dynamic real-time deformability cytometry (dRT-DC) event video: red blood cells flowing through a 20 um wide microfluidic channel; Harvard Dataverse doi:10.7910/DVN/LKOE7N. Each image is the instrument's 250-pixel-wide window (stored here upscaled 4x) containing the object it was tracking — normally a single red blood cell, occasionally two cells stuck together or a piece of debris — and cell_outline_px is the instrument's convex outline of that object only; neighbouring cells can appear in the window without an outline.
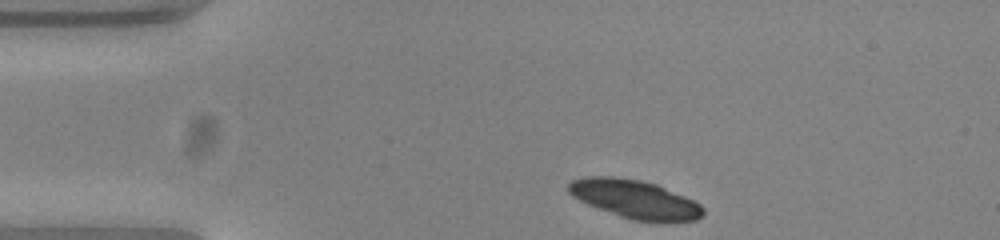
{"species": "common noctule bat (a hibernating species)", "species_latin": "Nyctalus noctula", "temperature_condition": "warm", "stored_images_in_passage": 37, "camera_frame_rate_fps": 3000, "um_per_image_px": 0.085, "animal": {"sex": "female", "body_mass_g": 23.0, "forearm_length_mm": 53.4}, "frame": {"image": 1, "passage_image": 1, "time_ms": 0.0, "image_size_px": [1000, 240], "cell_outline_px": [[704, 216], [696, 220], [632, 220], [620, 216], [588, 204], [572, 196], [568, 192], [568, 184], [572, 180], [584, 176], [612, 176], [640, 180], [656, 184], [684, 196], [700, 204], [704, 208]], "centroid_in_image_um": [53.93, 16.9], "position_along_channel_um": 31.1, "area_um2": 29.65}}